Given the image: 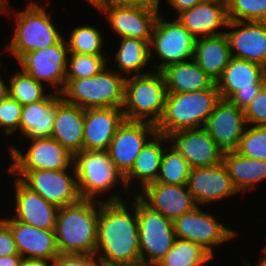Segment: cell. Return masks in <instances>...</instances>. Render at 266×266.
Wrapping results in <instances>:
<instances>
[{
    "label": "cell",
    "mask_w": 266,
    "mask_h": 266,
    "mask_svg": "<svg viewBox=\"0 0 266 266\" xmlns=\"http://www.w3.org/2000/svg\"><path fill=\"white\" fill-rule=\"evenodd\" d=\"M131 198L100 201L95 249L99 260L141 266L136 195Z\"/></svg>",
    "instance_id": "obj_1"
},
{
    "label": "cell",
    "mask_w": 266,
    "mask_h": 266,
    "mask_svg": "<svg viewBox=\"0 0 266 266\" xmlns=\"http://www.w3.org/2000/svg\"><path fill=\"white\" fill-rule=\"evenodd\" d=\"M48 2L42 5L41 2L31 0L26 3L24 10L19 8L17 11L8 3L4 9L2 15L10 17L9 19L14 16L15 22L12 25L13 34H10V40L2 48L3 52L9 53L16 62L25 53L55 45L64 37L62 27H56L51 10L47 11Z\"/></svg>",
    "instance_id": "obj_2"
},
{
    "label": "cell",
    "mask_w": 266,
    "mask_h": 266,
    "mask_svg": "<svg viewBox=\"0 0 266 266\" xmlns=\"http://www.w3.org/2000/svg\"><path fill=\"white\" fill-rule=\"evenodd\" d=\"M73 165L81 199L108 202L122 201L132 196L127 194L129 191L124 175L110 160L107 151L82 150L74 155Z\"/></svg>",
    "instance_id": "obj_3"
},
{
    "label": "cell",
    "mask_w": 266,
    "mask_h": 266,
    "mask_svg": "<svg viewBox=\"0 0 266 266\" xmlns=\"http://www.w3.org/2000/svg\"><path fill=\"white\" fill-rule=\"evenodd\" d=\"M100 201L80 199L59 207L55 236L59 254H95Z\"/></svg>",
    "instance_id": "obj_4"
},
{
    "label": "cell",
    "mask_w": 266,
    "mask_h": 266,
    "mask_svg": "<svg viewBox=\"0 0 266 266\" xmlns=\"http://www.w3.org/2000/svg\"><path fill=\"white\" fill-rule=\"evenodd\" d=\"M220 99L216 84L206 90L167 93L157 133L169 136L178 130L204 128Z\"/></svg>",
    "instance_id": "obj_5"
},
{
    "label": "cell",
    "mask_w": 266,
    "mask_h": 266,
    "mask_svg": "<svg viewBox=\"0 0 266 266\" xmlns=\"http://www.w3.org/2000/svg\"><path fill=\"white\" fill-rule=\"evenodd\" d=\"M125 77L109 65L89 78L65 79L60 97L83 109L97 107L123 108Z\"/></svg>",
    "instance_id": "obj_6"
},
{
    "label": "cell",
    "mask_w": 266,
    "mask_h": 266,
    "mask_svg": "<svg viewBox=\"0 0 266 266\" xmlns=\"http://www.w3.org/2000/svg\"><path fill=\"white\" fill-rule=\"evenodd\" d=\"M166 94L161 71L126 77L122 108L124 118L157 125L164 112Z\"/></svg>",
    "instance_id": "obj_7"
},
{
    "label": "cell",
    "mask_w": 266,
    "mask_h": 266,
    "mask_svg": "<svg viewBox=\"0 0 266 266\" xmlns=\"http://www.w3.org/2000/svg\"><path fill=\"white\" fill-rule=\"evenodd\" d=\"M164 14L160 12L158 15L149 43L150 61L155 60L151 65L156 71L174 63L191 60L194 55L196 39L176 17L168 20V16Z\"/></svg>",
    "instance_id": "obj_8"
},
{
    "label": "cell",
    "mask_w": 266,
    "mask_h": 266,
    "mask_svg": "<svg viewBox=\"0 0 266 266\" xmlns=\"http://www.w3.org/2000/svg\"><path fill=\"white\" fill-rule=\"evenodd\" d=\"M205 208L197 206L192 211L174 219L173 228L176 238L200 244L215 257L218 246L221 248L223 243V245L230 243L234 238H238L240 233L224 226L219 215L215 216L214 213L207 212V207Z\"/></svg>",
    "instance_id": "obj_9"
},
{
    "label": "cell",
    "mask_w": 266,
    "mask_h": 266,
    "mask_svg": "<svg viewBox=\"0 0 266 266\" xmlns=\"http://www.w3.org/2000/svg\"><path fill=\"white\" fill-rule=\"evenodd\" d=\"M141 266H156L176 240L173 222L136 196Z\"/></svg>",
    "instance_id": "obj_10"
},
{
    "label": "cell",
    "mask_w": 266,
    "mask_h": 266,
    "mask_svg": "<svg viewBox=\"0 0 266 266\" xmlns=\"http://www.w3.org/2000/svg\"><path fill=\"white\" fill-rule=\"evenodd\" d=\"M266 82V68L258 63L231 57L215 84L222 99L244 109Z\"/></svg>",
    "instance_id": "obj_11"
},
{
    "label": "cell",
    "mask_w": 266,
    "mask_h": 266,
    "mask_svg": "<svg viewBox=\"0 0 266 266\" xmlns=\"http://www.w3.org/2000/svg\"><path fill=\"white\" fill-rule=\"evenodd\" d=\"M26 146L9 144L7 154L12 159L5 170H64L75 169L74 155L52 137L27 139ZM30 143V144H29ZM24 150H22V149ZM27 149V150H26Z\"/></svg>",
    "instance_id": "obj_12"
},
{
    "label": "cell",
    "mask_w": 266,
    "mask_h": 266,
    "mask_svg": "<svg viewBox=\"0 0 266 266\" xmlns=\"http://www.w3.org/2000/svg\"><path fill=\"white\" fill-rule=\"evenodd\" d=\"M44 200L63 207L78 202L81 196L77 187L75 169L64 170H7Z\"/></svg>",
    "instance_id": "obj_13"
},
{
    "label": "cell",
    "mask_w": 266,
    "mask_h": 266,
    "mask_svg": "<svg viewBox=\"0 0 266 266\" xmlns=\"http://www.w3.org/2000/svg\"><path fill=\"white\" fill-rule=\"evenodd\" d=\"M65 37L57 44L25 53L16 63L36 81L60 94L65 86V72L68 58Z\"/></svg>",
    "instance_id": "obj_14"
},
{
    "label": "cell",
    "mask_w": 266,
    "mask_h": 266,
    "mask_svg": "<svg viewBox=\"0 0 266 266\" xmlns=\"http://www.w3.org/2000/svg\"><path fill=\"white\" fill-rule=\"evenodd\" d=\"M94 10L103 15L108 28L116 38H138L150 43L160 7H132L95 5Z\"/></svg>",
    "instance_id": "obj_15"
},
{
    "label": "cell",
    "mask_w": 266,
    "mask_h": 266,
    "mask_svg": "<svg viewBox=\"0 0 266 266\" xmlns=\"http://www.w3.org/2000/svg\"><path fill=\"white\" fill-rule=\"evenodd\" d=\"M157 133L156 125L126 120L119 125L107 149L110 160L125 176L133 167L144 145Z\"/></svg>",
    "instance_id": "obj_16"
},
{
    "label": "cell",
    "mask_w": 266,
    "mask_h": 266,
    "mask_svg": "<svg viewBox=\"0 0 266 266\" xmlns=\"http://www.w3.org/2000/svg\"><path fill=\"white\" fill-rule=\"evenodd\" d=\"M187 188L197 206L209 207L239 196L223 163L211 167L191 168Z\"/></svg>",
    "instance_id": "obj_17"
},
{
    "label": "cell",
    "mask_w": 266,
    "mask_h": 266,
    "mask_svg": "<svg viewBox=\"0 0 266 266\" xmlns=\"http://www.w3.org/2000/svg\"><path fill=\"white\" fill-rule=\"evenodd\" d=\"M13 180L14 208L10 215L17 221L40 229L55 230L59 207L44 200L38 193L27 187L19 178Z\"/></svg>",
    "instance_id": "obj_18"
},
{
    "label": "cell",
    "mask_w": 266,
    "mask_h": 266,
    "mask_svg": "<svg viewBox=\"0 0 266 266\" xmlns=\"http://www.w3.org/2000/svg\"><path fill=\"white\" fill-rule=\"evenodd\" d=\"M246 126L243 109L230 100L221 98L208 117L204 129L225 153L237 150Z\"/></svg>",
    "instance_id": "obj_19"
},
{
    "label": "cell",
    "mask_w": 266,
    "mask_h": 266,
    "mask_svg": "<svg viewBox=\"0 0 266 266\" xmlns=\"http://www.w3.org/2000/svg\"><path fill=\"white\" fill-rule=\"evenodd\" d=\"M226 29L231 57L266 68V22L229 20Z\"/></svg>",
    "instance_id": "obj_20"
},
{
    "label": "cell",
    "mask_w": 266,
    "mask_h": 266,
    "mask_svg": "<svg viewBox=\"0 0 266 266\" xmlns=\"http://www.w3.org/2000/svg\"><path fill=\"white\" fill-rule=\"evenodd\" d=\"M168 137L170 144L187 160L190 168L211 167L223 161L224 152L204 128L178 130Z\"/></svg>",
    "instance_id": "obj_21"
},
{
    "label": "cell",
    "mask_w": 266,
    "mask_h": 266,
    "mask_svg": "<svg viewBox=\"0 0 266 266\" xmlns=\"http://www.w3.org/2000/svg\"><path fill=\"white\" fill-rule=\"evenodd\" d=\"M136 196L150 209L172 221L197 207L187 185L154 182L146 185Z\"/></svg>",
    "instance_id": "obj_22"
},
{
    "label": "cell",
    "mask_w": 266,
    "mask_h": 266,
    "mask_svg": "<svg viewBox=\"0 0 266 266\" xmlns=\"http://www.w3.org/2000/svg\"><path fill=\"white\" fill-rule=\"evenodd\" d=\"M0 219L10 228L17 251L23 258L52 261L59 255L55 230L24 224L10 214H5Z\"/></svg>",
    "instance_id": "obj_23"
},
{
    "label": "cell",
    "mask_w": 266,
    "mask_h": 266,
    "mask_svg": "<svg viewBox=\"0 0 266 266\" xmlns=\"http://www.w3.org/2000/svg\"><path fill=\"white\" fill-rule=\"evenodd\" d=\"M173 17H176L195 39L224 34L229 22L226 1L203 0Z\"/></svg>",
    "instance_id": "obj_24"
},
{
    "label": "cell",
    "mask_w": 266,
    "mask_h": 266,
    "mask_svg": "<svg viewBox=\"0 0 266 266\" xmlns=\"http://www.w3.org/2000/svg\"><path fill=\"white\" fill-rule=\"evenodd\" d=\"M124 119L122 108L84 109L83 150L107 151L117 128Z\"/></svg>",
    "instance_id": "obj_25"
},
{
    "label": "cell",
    "mask_w": 266,
    "mask_h": 266,
    "mask_svg": "<svg viewBox=\"0 0 266 266\" xmlns=\"http://www.w3.org/2000/svg\"><path fill=\"white\" fill-rule=\"evenodd\" d=\"M169 143L170 140L168 136L156 133L144 145L137 156L133 167L124 176L126 187L131 195H136L146 185L156 182L160 170L162 155L165 147ZM135 186L137 187L134 188Z\"/></svg>",
    "instance_id": "obj_26"
},
{
    "label": "cell",
    "mask_w": 266,
    "mask_h": 266,
    "mask_svg": "<svg viewBox=\"0 0 266 266\" xmlns=\"http://www.w3.org/2000/svg\"><path fill=\"white\" fill-rule=\"evenodd\" d=\"M83 129L84 109L59 97L56 100L52 138L75 155L83 150Z\"/></svg>",
    "instance_id": "obj_27"
},
{
    "label": "cell",
    "mask_w": 266,
    "mask_h": 266,
    "mask_svg": "<svg viewBox=\"0 0 266 266\" xmlns=\"http://www.w3.org/2000/svg\"><path fill=\"white\" fill-rule=\"evenodd\" d=\"M120 39L115 54L111 57L108 56V65L112 67L118 74L123 75L125 78L134 75L146 74L153 71L150 61L149 44L138 38L123 37ZM118 49V50H117ZM114 64H110V63ZM148 66V67H147ZM151 69H150V68ZM147 68L146 70H144ZM149 69V71H148Z\"/></svg>",
    "instance_id": "obj_28"
},
{
    "label": "cell",
    "mask_w": 266,
    "mask_h": 266,
    "mask_svg": "<svg viewBox=\"0 0 266 266\" xmlns=\"http://www.w3.org/2000/svg\"><path fill=\"white\" fill-rule=\"evenodd\" d=\"M222 163L226 167L234 187L244 194L257 190L266 182V161L245 157L237 151L225 152ZM244 193V194H243Z\"/></svg>",
    "instance_id": "obj_29"
},
{
    "label": "cell",
    "mask_w": 266,
    "mask_h": 266,
    "mask_svg": "<svg viewBox=\"0 0 266 266\" xmlns=\"http://www.w3.org/2000/svg\"><path fill=\"white\" fill-rule=\"evenodd\" d=\"M59 97L60 94L51 92L44 100L22 107L19 136L21 140L18 143L25 139L52 137L56 100Z\"/></svg>",
    "instance_id": "obj_30"
},
{
    "label": "cell",
    "mask_w": 266,
    "mask_h": 266,
    "mask_svg": "<svg viewBox=\"0 0 266 266\" xmlns=\"http://www.w3.org/2000/svg\"><path fill=\"white\" fill-rule=\"evenodd\" d=\"M167 93H185L210 89L215 81L191 59L161 70Z\"/></svg>",
    "instance_id": "obj_31"
},
{
    "label": "cell",
    "mask_w": 266,
    "mask_h": 266,
    "mask_svg": "<svg viewBox=\"0 0 266 266\" xmlns=\"http://www.w3.org/2000/svg\"><path fill=\"white\" fill-rule=\"evenodd\" d=\"M231 58L225 34L195 40L193 60L215 82Z\"/></svg>",
    "instance_id": "obj_32"
},
{
    "label": "cell",
    "mask_w": 266,
    "mask_h": 266,
    "mask_svg": "<svg viewBox=\"0 0 266 266\" xmlns=\"http://www.w3.org/2000/svg\"><path fill=\"white\" fill-rule=\"evenodd\" d=\"M102 30L96 24H81L64 35L69 53L91 54V55H107L106 37ZM68 37V38H67ZM106 49V50H105Z\"/></svg>",
    "instance_id": "obj_33"
},
{
    "label": "cell",
    "mask_w": 266,
    "mask_h": 266,
    "mask_svg": "<svg viewBox=\"0 0 266 266\" xmlns=\"http://www.w3.org/2000/svg\"><path fill=\"white\" fill-rule=\"evenodd\" d=\"M214 258L202 245L176 238L173 247L156 266H209Z\"/></svg>",
    "instance_id": "obj_34"
},
{
    "label": "cell",
    "mask_w": 266,
    "mask_h": 266,
    "mask_svg": "<svg viewBox=\"0 0 266 266\" xmlns=\"http://www.w3.org/2000/svg\"><path fill=\"white\" fill-rule=\"evenodd\" d=\"M12 74H8L9 96L22 106L44 100L52 91L36 81L19 66ZM47 90V91H46Z\"/></svg>",
    "instance_id": "obj_35"
},
{
    "label": "cell",
    "mask_w": 266,
    "mask_h": 266,
    "mask_svg": "<svg viewBox=\"0 0 266 266\" xmlns=\"http://www.w3.org/2000/svg\"><path fill=\"white\" fill-rule=\"evenodd\" d=\"M190 169L187 160L169 143L164 149L156 182L187 185Z\"/></svg>",
    "instance_id": "obj_36"
},
{
    "label": "cell",
    "mask_w": 266,
    "mask_h": 266,
    "mask_svg": "<svg viewBox=\"0 0 266 266\" xmlns=\"http://www.w3.org/2000/svg\"><path fill=\"white\" fill-rule=\"evenodd\" d=\"M108 61V55L69 53L65 77L79 79L95 76L108 66Z\"/></svg>",
    "instance_id": "obj_37"
},
{
    "label": "cell",
    "mask_w": 266,
    "mask_h": 266,
    "mask_svg": "<svg viewBox=\"0 0 266 266\" xmlns=\"http://www.w3.org/2000/svg\"><path fill=\"white\" fill-rule=\"evenodd\" d=\"M228 19L266 22V0H226Z\"/></svg>",
    "instance_id": "obj_38"
},
{
    "label": "cell",
    "mask_w": 266,
    "mask_h": 266,
    "mask_svg": "<svg viewBox=\"0 0 266 266\" xmlns=\"http://www.w3.org/2000/svg\"><path fill=\"white\" fill-rule=\"evenodd\" d=\"M236 151L245 157L266 161V126L247 125Z\"/></svg>",
    "instance_id": "obj_39"
},
{
    "label": "cell",
    "mask_w": 266,
    "mask_h": 266,
    "mask_svg": "<svg viewBox=\"0 0 266 266\" xmlns=\"http://www.w3.org/2000/svg\"><path fill=\"white\" fill-rule=\"evenodd\" d=\"M22 105L8 96L0 103V135H20Z\"/></svg>",
    "instance_id": "obj_40"
},
{
    "label": "cell",
    "mask_w": 266,
    "mask_h": 266,
    "mask_svg": "<svg viewBox=\"0 0 266 266\" xmlns=\"http://www.w3.org/2000/svg\"><path fill=\"white\" fill-rule=\"evenodd\" d=\"M243 111L247 125L266 126V82Z\"/></svg>",
    "instance_id": "obj_41"
},
{
    "label": "cell",
    "mask_w": 266,
    "mask_h": 266,
    "mask_svg": "<svg viewBox=\"0 0 266 266\" xmlns=\"http://www.w3.org/2000/svg\"><path fill=\"white\" fill-rule=\"evenodd\" d=\"M97 261L95 254H59L51 266H96Z\"/></svg>",
    "instance_id": "obj_42"
},
{
    "label": "cell",
    "mask_w": 266,
    "mask_h": 266,
    "mask_svg": "<svg viewBox=\"0 0 266 266\" xmlns=\"http://www.w3.org/2000/svg\"><path fill=\"white\" fill-rule=\"evenodd\" d=\"M20 255L10 228L0 219V257Z\"/></svg>",
    "instance_id": "obj_43"
},
{
    "label": "cell",
    "mask_w": 266,
    "mask_h": 266,
    "mask_svg": "<svg viewBox=\"0 0 266 266\" xmlns=\"http://www.w3.org/2000/svg\"><path fill=\"white\" fill-rule=\"evenodd\" d=\"M163 0H100L96 5L132 6V7H163Z\"/></svg>",
    "instance_id": "obj_44"
},
{
    "label": "cell",
    "mask_w": 266,
    "mask_h": 266,
    "mask_svg": "<svg viewBox=\"0 0 266 266\" xmlns=\"http://www.w3.org/2000/svg\"><path fill=\"white\" fill-rule=\"evenodd\" d=\"M202 1L203 0H165L164 4L167 5L166 7L169 6V9H172L173 13L177 16L182 11L192 8Z\"/></svg>",
    "instance_id": "obj_45"
},
{
    "label": "cell",
    "mask_w": 266,
    "mask_h": 266,
    "mask_svg": "<svg viewBox=\"0 0 266 266\" xmlns=\"http://www.w3.org/2000/svg\"><path fill=\"white\" fill-rule=\"evenodd\" d=\"M22 259L21 255L2 256L0 266H20Z\"/></svg>",
    "instance_id": "obj_46"
},
{
    "label": "cell",
    "mask_w": 266,
    "mask_h": 266,
    "mask_svg": "<svg viewBox=\"0 0 266 266\" xmlns=\"http://www.w3.org/2000/svg\"><path fill=\"white\" fill-rule=\"evenodd\" d=\"M52 261L45 259L23 258L20 266H51Z\"/></svg>",
    "instance_id": "obj_47"
},
{
    "label": "cell",
    "mask_w": 266,
    "mask_h": 266,
    "mask_svg": "<svg viewBox=\"0 0 266 266\" xmlns=\"http://www.w3.org/2000/svg\"><path fill=\"white\" fill-rule=\"evenodd\" d=\"M2 63L0 62V65ZM6 77H4V74L0 73V103L5 100L9 96V82L4 80Z\"/></svg>",
    "instance_id": "obj_48"
},
{
    "label": "cell",
    "mask_w": 266,
    "mask_h": 266,
    "mask_svg": "<svg viewBox=\"0 0 266 266\" xmlns=\"http://www.w3.org/2000/svg\"><path fill=\"white\" fill-rule=\"evenodd\" d=\"M261 256L259 260H257L256 266H266V253L261 249ZM262 257V258H261ZM251 261H247L246 259H242L243 266H253V264H250Z\"/></svg>",
    "instance_id": "obj_49"
},
{
    "label": "cell",
    "mask_w": 266,
    "mask_h": 266,
    "mask_svg": "<svg viewBox=\"0 0 266 266\" xmlns=\"http://www.w3.org/2000/svg\"><path fill=\"white\" fill-rule=\"evenodd\" d=\"M96 266H129V265L114 263V262H107V261L98 259Z\"/></svg>",
    "instance_id": "obj_50"
},
{
    "label": "cell",
    "mask_w": 266,
    "mask_h": 266,
    "mask_svg": "<svg viewBox=\"0 0 266 266\" xmlns=\"http://www.w3.org/2000/svg\"><path fill=\"white\" fill-rule=\"evenodd\" d=\"M9 0H0V14L2 15L4 9L7 7Z\"/></svg>",
    "instance_id": "obj_51"
},
{
    "label": "cell",
    "mask_w": 266,
    "mask_h": 266,
    "mask_svg": "<svg viewBox=\"0 0 266 266\" xmlns=\"http://www.w3.org/2000/svg\"><path fill=\"white\" fill-rule=\"evenodd\" d=\"M100 0H86L85 2L90 4L91 7H94Z\"/></svg>",
    "instance_id": "obj_52"
},
{
    "label": "cell",
    "mask_w": 266,
    "mask_h": 266,
    "mask_svg": "<svg viewBox=\"0 0 266 266\" xmlns=\"http://www.w3.org/2000/svg\"><path fill=\"white\" fill-rule=\"evenodd\" d=\"M262 250L266 253V245H264V248Z\"/></svg>",
    "instance_id": "obj_53"
},
{
    "label": "cell",
    "mask_w": 266,
    "mask_h": 266,
    "mask_svg": "<svg viewBox=\"0 0 266 266\" xmlns=\"http://www.w3.org/2000/svg\"><path fill=\"white\" fill-rule=\"evenodd\" d=\"M208 1H226V0H208Z\"/></svg>",
    "instance_id": "obj_54"
}]
</instances>
